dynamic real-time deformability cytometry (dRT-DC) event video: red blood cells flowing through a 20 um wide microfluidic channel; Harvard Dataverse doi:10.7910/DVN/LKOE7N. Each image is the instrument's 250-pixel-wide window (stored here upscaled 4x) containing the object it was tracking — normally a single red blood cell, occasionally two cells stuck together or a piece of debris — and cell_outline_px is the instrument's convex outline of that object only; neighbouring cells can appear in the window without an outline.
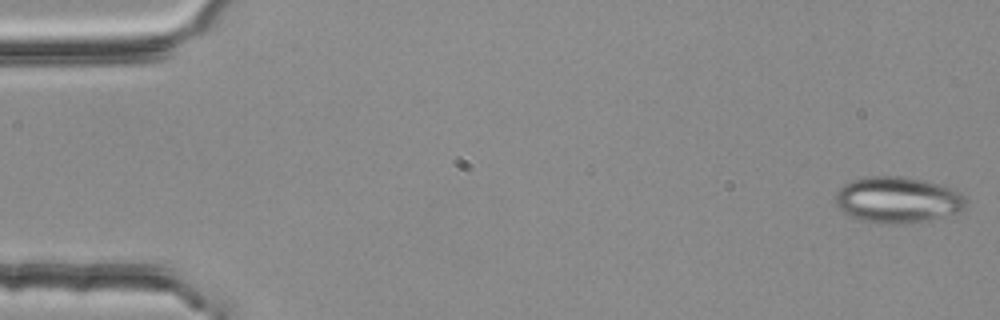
{"species": "common noctule bat (a hibernating species)", "species_latin": "Nyctalus noctula", "temperature_condition": "room temperature", "stored_images_in_passage": 4, "camera_frame_rate_fps": 3000, "um_per_image_px": 0.085, "animal": {"sex": "female", "body_mass_g": 25.1}, "frame": {"image": 1, "passage_image": 1, "time_ms": 0.0, "image_size_px": [1000, 320], "cell_outline_px": [[968, 204], [960, 212], [928, 220], [904, 224], [884, 224], [860, 220], [848, 216], [836, 204], [836, 192], [844, 184], [852, 180], [868, 176], [900, 176], [924, 180], [940, 184], [952, 188], [960, 192], [968, 200]], "centroid_in_image_um": [76.33, 16.99], "position_along_channel_um": 8.7, "area_um2": 35.43}}